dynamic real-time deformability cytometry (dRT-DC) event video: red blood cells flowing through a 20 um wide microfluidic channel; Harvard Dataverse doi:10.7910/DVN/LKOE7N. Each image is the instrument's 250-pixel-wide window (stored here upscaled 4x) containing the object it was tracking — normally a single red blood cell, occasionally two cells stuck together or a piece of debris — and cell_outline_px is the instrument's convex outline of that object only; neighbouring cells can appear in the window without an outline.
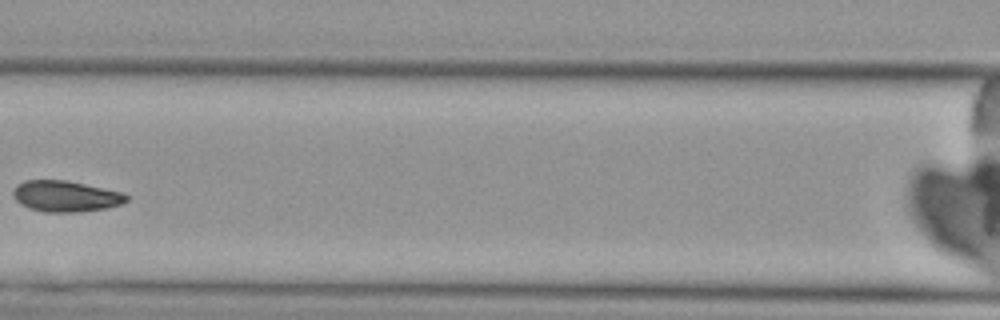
{"species": "Egyptian fruit bat (a non-hibernating species)", "species_latin": "Rousettus aegyptiacus", "temperature_condition": "cold", "stored_images_in_passage": 4, "camera_frame_rate_fps": 3000, "um_per_image_px": 0.085, "animal": {"sex": "female"}, "frame": {"image": 1, "passage_image": 4, "time_ms": 3.667, "image_size_px": [1000, 320], "cell_outline_px": [[128, 200], [120, 204], [104, 208], [80, 212], [44, 212], [28, 208], [20, 204], [12, 196], [12, 192], [24, 180], [64, 180], [84, 184], [120, 192], [128, 196]], "centroid_in_image_um": [5.54, 16.69], "position_along_channel_um": 161.1, "area_um2": 20.23}}